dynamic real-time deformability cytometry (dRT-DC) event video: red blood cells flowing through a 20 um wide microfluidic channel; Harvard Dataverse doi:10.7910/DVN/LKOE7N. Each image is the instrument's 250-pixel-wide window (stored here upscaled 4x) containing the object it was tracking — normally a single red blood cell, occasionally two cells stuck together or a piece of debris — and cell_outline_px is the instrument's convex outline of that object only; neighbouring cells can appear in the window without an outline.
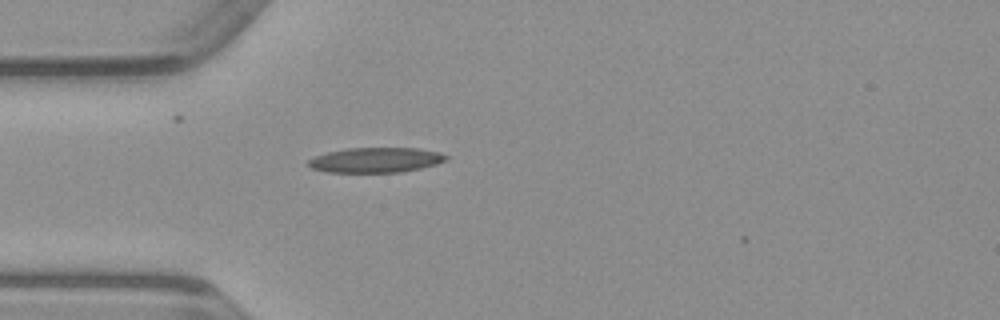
{"species": "common noctule bat (a hibernating species)", "species_latin": "Nyctalus noctula", "temperature_condition": "warm", "stored_images_in_passage": 37, "camera_frame_rate_fps": 3000, "um_per_image_px": 0.085, "animal": {"sex": "male", "body_mass_g": 23.1, "forearm_length_mm": 52.7}, "frame": {"image": 1, "passage_image": 2, "time_ms": 0.333, "image_size_px": [1000, 320], "cell_outline_px": [[448, 160], [436, 164], [420, 168], [400, 172], [328, 172], [312, 168], [304, 164], [308, 160], [316, 156], [328, 152], [348, 148], [420, 148], [440, 152], [448, 156]], "centroid_in_image_um": [31.95, 13.6], "position_along_channel_um": 53.0, "area_um2": 20.11}}
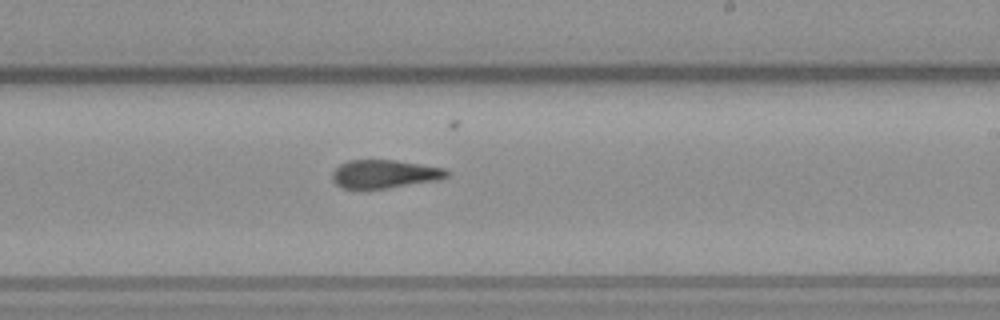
{"frame": {"image": 2, "passage_image": 17, "time_ms": 5.333, "image_size_px": [1000, 320], "cell_outline_px": [[452, 172], [448, 176], [440, 180], [388, 188], [344, 188], [336, 184], [332, 180], [332, 172], [340, 164], [348, 160], [396, 160], [444, 168]], "centroid_in_image_um": [32.72, 14.78], "position_along_channel_um": 256.3, "area_um2": 18.96}}
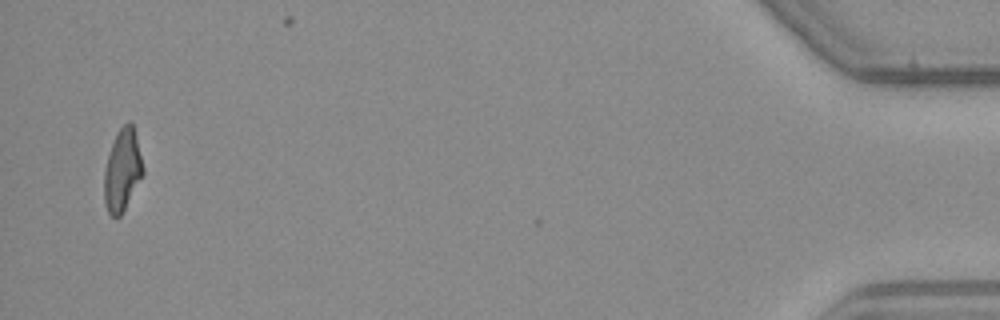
{"frame": {"image": 3, "passage_image": 36, "time_ms": 11.667, "image_size_px": [1000, 320], "cell_outline_px": [[144, 172], [120, 216], [112, 216], [108, 212], [104, 204], [104, 172], [108, 156], [116, 132], [128, 120], [132, 124], [144, 168]], "centroid_in_image_um": [10.38, 14.46], "position_along_channel_um": 424.8, "area_um2": 18.15}}